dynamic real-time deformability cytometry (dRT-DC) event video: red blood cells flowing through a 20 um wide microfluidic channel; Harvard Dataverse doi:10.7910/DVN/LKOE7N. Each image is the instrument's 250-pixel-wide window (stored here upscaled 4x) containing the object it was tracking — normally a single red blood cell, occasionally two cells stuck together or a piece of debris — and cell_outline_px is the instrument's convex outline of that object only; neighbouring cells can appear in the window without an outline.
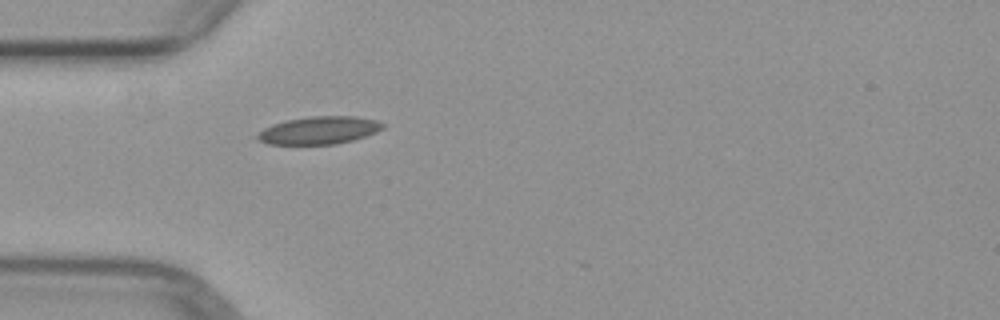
{"species": "common noctule bat (a hibernating species)", "species_latin": "Nyctalus noctula", "temperature_condition": "warm", "stored_images_in_passage": 1, "camera_frame_rate_fps": 3000, "um_per_image_px": 0.085, "animal": {"sex": "female", "body_mass_g": 29.2, "forearm_length_mm": 56.3}, "frame": {"image": 1, "passage_image": 1, "time_ms": 0.0, "image_size_px": [1000, 320], "cell_outline_px": [[384, 128], [376, 132], [352, 140], [336, 144], [268, 144], [260, 140], [256, 136], [264, 128], [272, 124], [288, 120], [312, 116], [356, 116], [376, 120], [384, 124]], "centroid_in_image_um": [27.14, 11.07], "position_along_channel_um": 57.9, "area_um2": 20.0}}